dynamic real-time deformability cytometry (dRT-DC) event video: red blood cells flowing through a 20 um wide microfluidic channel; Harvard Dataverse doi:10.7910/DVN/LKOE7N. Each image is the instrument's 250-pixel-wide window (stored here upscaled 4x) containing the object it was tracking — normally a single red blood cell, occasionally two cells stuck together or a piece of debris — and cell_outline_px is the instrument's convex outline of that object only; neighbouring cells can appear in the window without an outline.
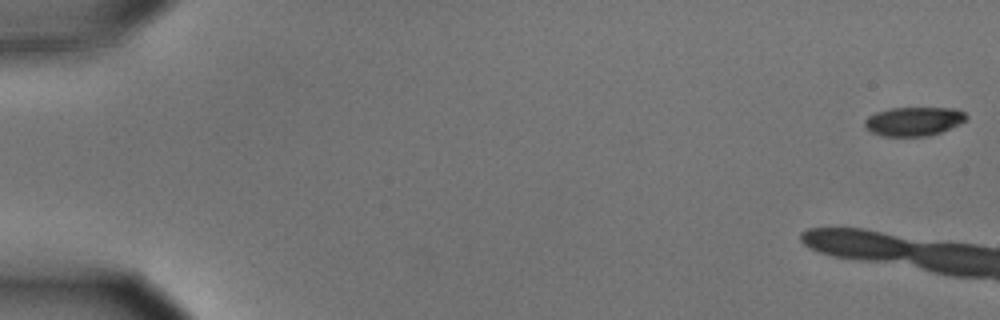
{"species": "common noctule bat (a hibernating species)", "species_latin": "Nyctalus noctula", "temperature_condition": "cold", "stored_images_in_passage": 7, "camera_frame_rate_fps": 3000, "um_per_image_px": 0.085, "animal": {"sex": "male", "body_mass_g": 15.6}, "frame": {"image": 1, "passage_image": 1, "time_ms": 0.0, "image_size_px": [1000, 320], "cell_outline_px": [[968, 120], [960, 124], [940, 132], [928, 136], [880, 136], [872, 132], [864, 124], [864, 120], [868, 116], [876, 112], [888, 108], [960, 108], [968, 116]], "centroid_in_image_um": [77.7, 10.3], "position_along_channel_um": 7.3, "area_um2": 17.28}}